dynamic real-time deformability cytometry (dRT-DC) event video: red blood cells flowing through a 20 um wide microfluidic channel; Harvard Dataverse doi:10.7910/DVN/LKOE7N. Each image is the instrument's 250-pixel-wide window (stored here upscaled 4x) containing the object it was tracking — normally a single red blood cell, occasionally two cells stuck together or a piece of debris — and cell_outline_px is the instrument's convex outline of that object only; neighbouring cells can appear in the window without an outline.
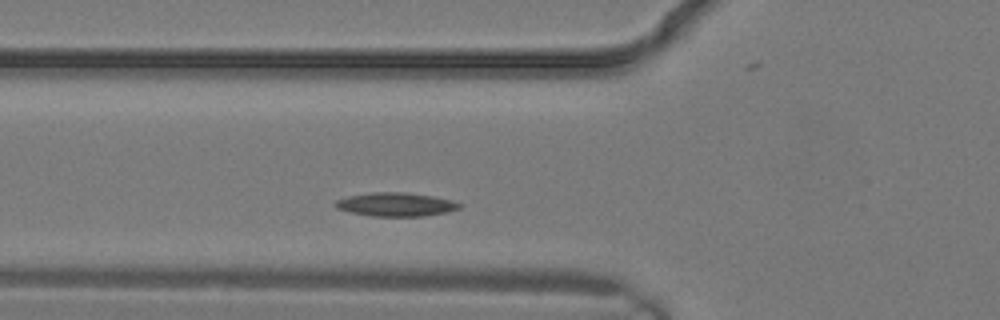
{"species": "common noctule bat (a hibernating species)", "species_latin": "Nyctalus noctula", "temperature_condition": "warm", "stored_images_in_passage": 4, "camera_frame_rate_fps": 3000, "um_per_image_px": 0.085, "animal": {"sex": "male", "body_mass_g": 19.2, "forearm_length_mm": 51.8}, "frame": {"image": 1, "passage_image": 4, "time_ms": 1.0, "image_size_px": [1000, 320], "cell_outline_px": [[460, 208], [448, 212], [424, 216], [372, 216], [348, 212], [336, 208], [332, 204], [336, 200], [348, 196], [372, 192], [404, 192], [432, 196], [452, 200], [460, 204]], "centroid_in_image_um": [33.6, 17.38], "position_along_channel_um": 92.2, "area_um2": 17.17}}